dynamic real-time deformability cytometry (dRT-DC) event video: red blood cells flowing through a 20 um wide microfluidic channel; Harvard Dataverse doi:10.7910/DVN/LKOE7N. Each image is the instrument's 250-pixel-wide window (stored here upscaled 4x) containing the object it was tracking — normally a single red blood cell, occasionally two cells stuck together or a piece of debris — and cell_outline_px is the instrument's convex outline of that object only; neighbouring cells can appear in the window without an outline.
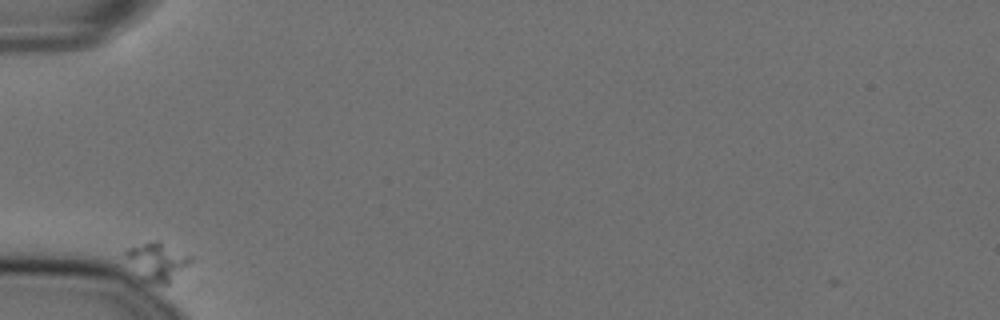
{"species": "Egyptian fruit bat (a non-hibernating species)", "species_latin": "Rousettus aegyptiacus", "temperature_condition": "cold", "stored_images_in_passage": 40, "camera_frame_rate_fps": 3000, "um_per_image_px": 0.085, "animal": {"sex": "female"}, "frame": {"image": 1, "passage_image": 1, "time_ms": 0.0, "image_size_px": [1000, 320], "cell_outline_px": [[192, 260], [168, 284], [156, 284], [144, 280], [124, 252], [128, 248], [156, 240], [192, 256]], "centroid_in_image_um": [13.41, 22.23], "position_along_channel_um": 71.6, "area_um2": 13.58}}
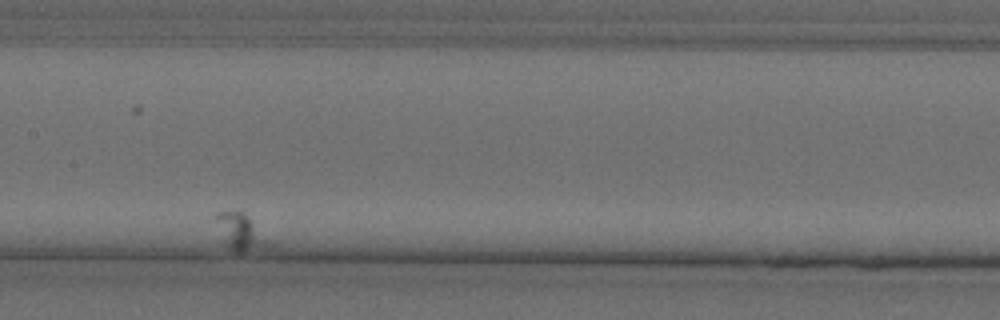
{"frame": {"image": 2, "passage_image": 17, "time_ms": 5.333, "image_size_px": [1000, 320], "cell_outline_px": [[268, 244], [244, 252], [236, 252], [224, 244], [216, 216], [216, 212], [228, 208], [244, 212], [248, 216], [268, 240]], "centroid_in_image_um": [20.36, 19.63], "position_along_channel_um": 187.0, "area_um2": 10.75}}
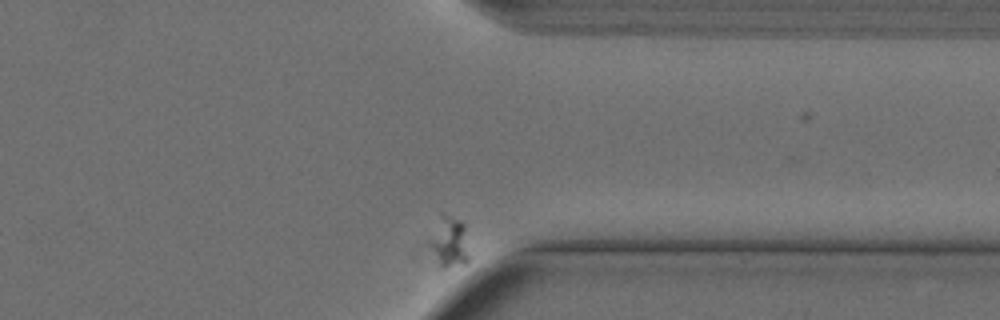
{"frame": {"image": 3, "passage_image": 40, "time_ms": 13.0, "image_size_px": [1000, 320], "cell_outline_px": [[468, 260], [464, 264], [444, 268], [440, 264], [432, 244], [440, 212], [444, 212], [460, 220], [464, 224], [468, 256]], "centroid_in_image_um": [38.27, 20.52], "position_along_channel_um": 373.1, "area_um2": 10.75}}